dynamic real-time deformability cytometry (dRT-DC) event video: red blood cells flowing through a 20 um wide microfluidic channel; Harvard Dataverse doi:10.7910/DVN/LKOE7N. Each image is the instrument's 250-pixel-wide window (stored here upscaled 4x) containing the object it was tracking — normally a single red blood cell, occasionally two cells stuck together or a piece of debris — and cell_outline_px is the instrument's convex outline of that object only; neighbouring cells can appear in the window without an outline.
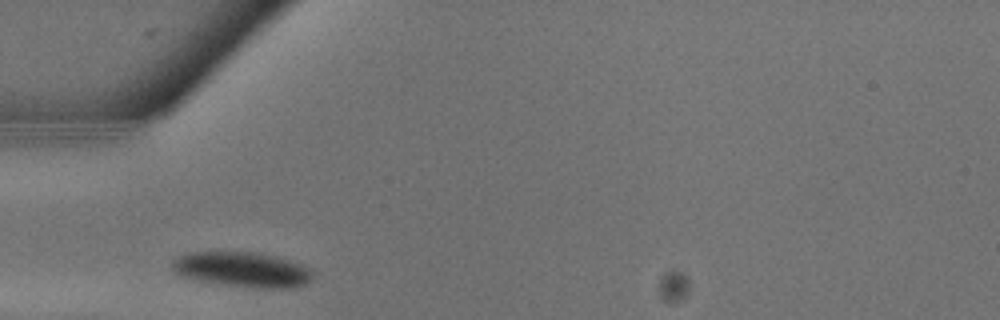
{"species": "common noctule bat (a hibernating species)", "species_latin": "Nyctalus noctula", "temperature_condition": "warm", "stored_images_in_passage": 4, "camera_frame_rate_fps": 3000, "um_per_image_px": 0.085, "animal": {"sex": "male", "body_mass_g": 13.3}, "frame": {"image": 1, "passage_image": 1, "time_ms": 0.0, "image_size_px": [1000, 320], "cell_outline_px": [[312, 276], [304, 284], [296, 288], [260, 288], [224, 284], [204, 280], [188, 276], [176, 272], [172, 268], [172, 264], [180, 256], [188, 252], [252, 252], [276, 256], [300, 264], [308, 268], [312, 272]], "centroid_in_image_um": [20.66, 22.9], "position_along_channel_um": 64.3, "area_um2": 27.92}}
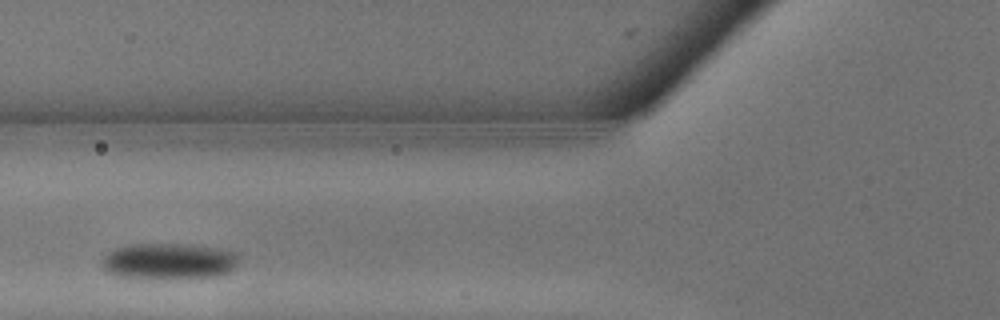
{"frame": {"image": 2, "passage_image": 3, "time_ms": 0.667, "image_size_px": [1000, 320], "cell_outline_px": [[240, 256], [236, 264], [228, 272], [216, 276], [120, 276], [108, 272], [100, 264], [100, 260], [108, 252], [116, 248], [128, 244], [188, 244], [220, 248], [236, 252]], "centroid_in_image_um": [14.35, 22.14], "position_along_channel_um": 111.4, "area_um2": 27.98}}